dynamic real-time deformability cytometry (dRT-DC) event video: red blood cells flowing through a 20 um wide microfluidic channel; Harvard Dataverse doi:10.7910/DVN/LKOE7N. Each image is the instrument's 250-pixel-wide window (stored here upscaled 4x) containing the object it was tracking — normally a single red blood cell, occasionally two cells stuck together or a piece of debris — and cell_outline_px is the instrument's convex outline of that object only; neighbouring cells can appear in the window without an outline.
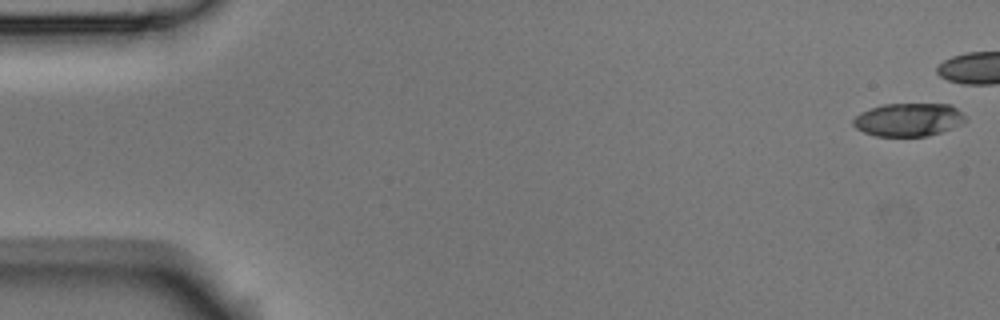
{"species": "Egyptian fruit bat (a non-hibernating species)", "species_latin": "Rousettus aegyptiacus", "temperature_condition": "room temperature", "stored_images_in_passage": 7, "camera_frame_rate_fps": 3000, "um_per_image_px": 0.085, "animal": {"sex": "male"}, "frame": {"image": 1, "passage_image": 1, "time_ms": 0.0, "image_size_px": [1000, 320], "cell_outline_px": [[968, 120], [952, 128], [928, 136], [876, 136], [864, 132], [856, 128], [852, 124], [852, 120], [860, 112], [884, 104], [948, 104], [956, 108]], "centroid_in_image_um": [77.2, 10.18], "position_along_channel_um": 7.8, "area_um2": 21.56}}
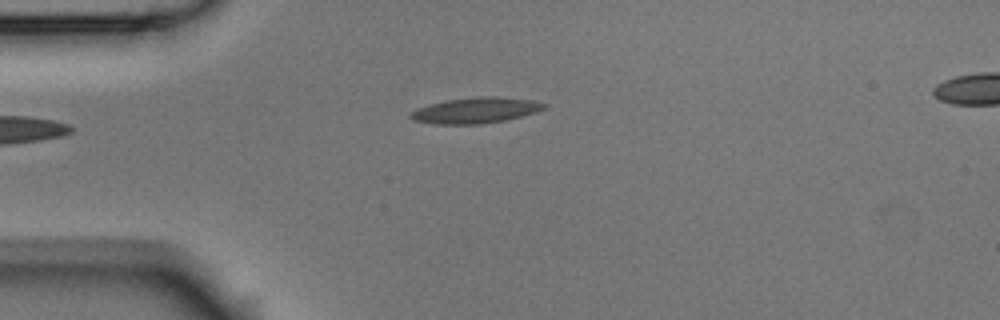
{"frame": {"image": 2, "passage_image": 7, "time_ms": 2.0, "image_size_px": [1000, 320], "cell_outline_px": [[548, 104], [544, 108], [536, 112], [504, 120], [480, 124], [432, 124], [412, 120], [408, 116], [408, 112], [416, 108], [448, 100], [480, 96], [496, 96], [532, 100]], "centroid_in_image_um": [40.38, 9.38], "position_along_channel_um": 44.6, "area_um2": 20.0}}